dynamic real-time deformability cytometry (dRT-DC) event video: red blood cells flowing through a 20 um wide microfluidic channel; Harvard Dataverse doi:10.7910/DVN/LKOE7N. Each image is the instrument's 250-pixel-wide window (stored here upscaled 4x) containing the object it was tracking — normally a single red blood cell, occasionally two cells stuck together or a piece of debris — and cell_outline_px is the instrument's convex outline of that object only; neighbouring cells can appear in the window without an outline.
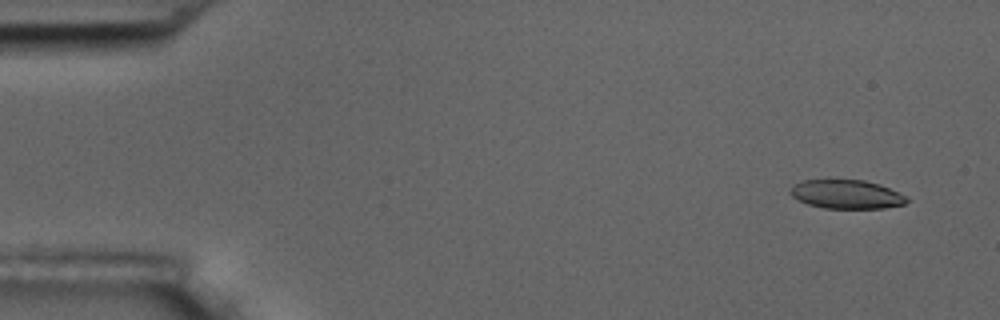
{"species": "common noctule bat (a hibernating species)", "species_latin": "Nyctalus noctula", "temperature_condition": "room temperature", "stored_images_in_passage": 5, "camera_frame_rate_fps": 3000, "um_per_image_px": 0.085, "animal": {"sex": "male", "body_mass_g": 17.5, "forearm_length_mm": 52.3}, "frame": {"image": 1, "passage_image": 1, "time_ms": 0.0, "image_size_px": [1000, 320], "cell_outline_px": [[908, 200], [904, 204], [884, 208], [824, 208], [808, 204], [792, 196], [788, 192], [792, 184], [800, 180], [864, 180], [880, 184], [908, 196]], "centroid_in_image_um": [71.94, 16.5], "position_along_channel_um": 13.1, "area_um2": 19.65}}
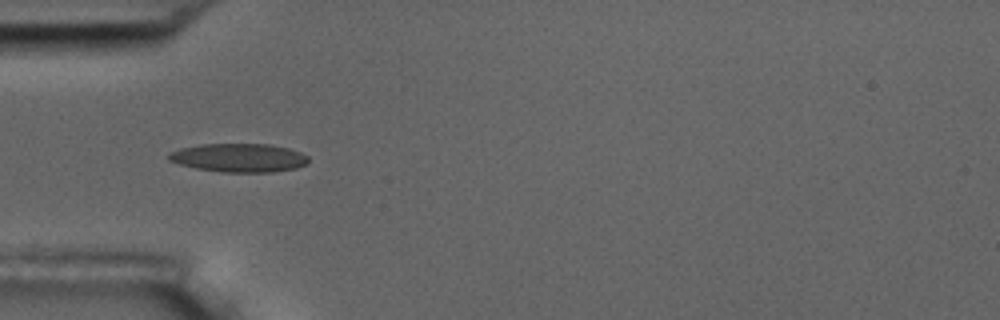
{"frame": {"image": 2, "passage_image": 5, "time_ms": 4.667, "image_size_px": [1000, 320], "cell_outline_px": [[308, 160], [304, 164], [296, 168], [272, 172], [220, 172], [196, 168], [180, 164], [168, 160], [168, 152], [180, 148], [200, 144], [268, 144], [288, 148], [300, 152], [308, 156]], "centroid_in_image_um": [20.28, 13.41], "position_along_channel_um": 64.7, "area_um2": 23.24}}